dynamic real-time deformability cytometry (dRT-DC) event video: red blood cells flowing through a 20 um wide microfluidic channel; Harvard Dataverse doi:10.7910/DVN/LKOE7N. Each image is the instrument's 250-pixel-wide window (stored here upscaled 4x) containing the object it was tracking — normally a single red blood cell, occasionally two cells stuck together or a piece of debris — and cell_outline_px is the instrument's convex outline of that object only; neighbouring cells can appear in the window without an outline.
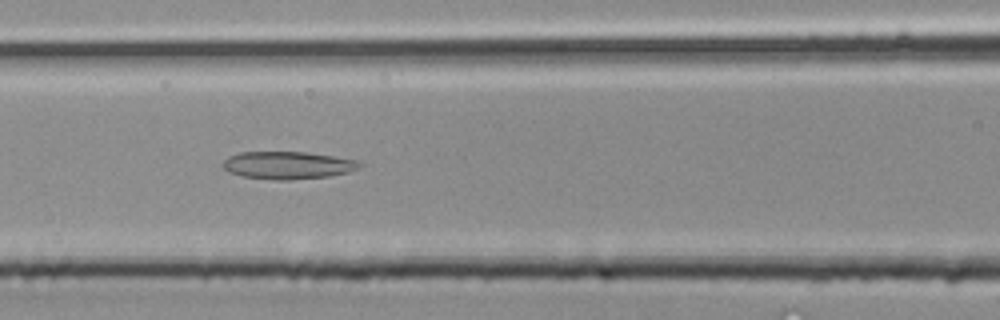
{"species": "common noctule bat (a hibernating species)", "species_latin": "Nyctalus noctula", "temperature_condition": "room temperature", "stored_images_in_passage": 33, "camera_frame_rate_fps": 3000, "um_per_image_px": 0.085, "animal": {"sex": "male", "body_mass_g": 20.4}, "frame": {"image": 1, "passage_image": 14, "time_ms": 4.333, "image_size_px": [1000, 320], "cell_outline_px": [[364, 164], [348, 172], [328, 176], [288, 180], [272, 180], [244, 176], [228, 172], [224, 168], [224, 160], [228, 156], [240, 152], [308, 152], [360, 160]], "centroid_in_image_um": [24.48, 14.04], "position_along_channel_um": 142.1, "area_um2": 21.96}}
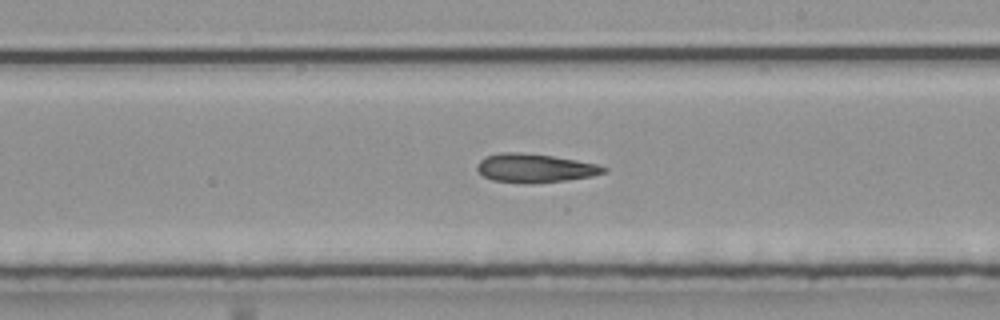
{"frame": {"image": 2, "passage_image": 19, "time_ms": 6.0, "image_size_px": [1000, 320], "cell_outline_px": [[608, 172], [592, 176], [564, 180], [532, 184], [528, 184], [492, 180], [484, 176], [476, 168], [476, 164], [484, 156], [500, 152], [520, 152], [552, 156], [576, 160], [596, 164], [608, 168]], "centroid_in_image_um": [45.44, 14.29], "position_along_channel_um": 243.6, "area_um2": 21.27}}
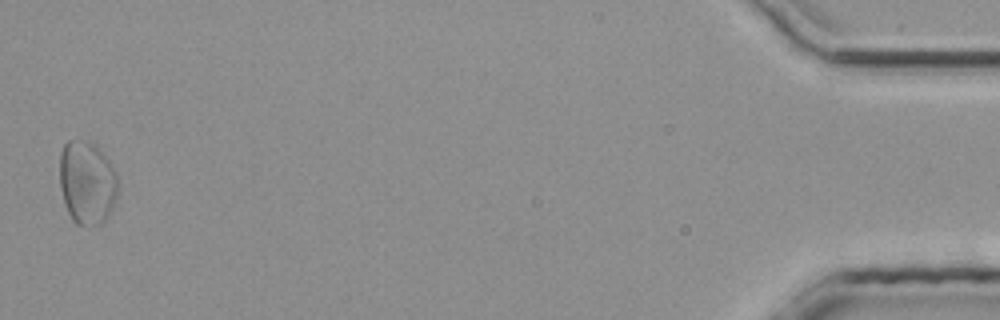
{"frame": {"image": 3, "passage_image": 33, "time_ms": 10.667, "image_size_px": [1000, 320], "cell_outline_px": [[120, 188], [116, 200], [112, 208], [104, 220], [100, 224], [76, 224], [72, 220], [68, 212], [60, 188], [60, 152], [64, 144], [68, 140], [84, 140], [92, 144], [104, 152], [112, 164], [120, 180]], "centroid_in_image_um": [7.43, 15.49], "position_along_channel_um": 427.8, "area_um2": 28.67}}